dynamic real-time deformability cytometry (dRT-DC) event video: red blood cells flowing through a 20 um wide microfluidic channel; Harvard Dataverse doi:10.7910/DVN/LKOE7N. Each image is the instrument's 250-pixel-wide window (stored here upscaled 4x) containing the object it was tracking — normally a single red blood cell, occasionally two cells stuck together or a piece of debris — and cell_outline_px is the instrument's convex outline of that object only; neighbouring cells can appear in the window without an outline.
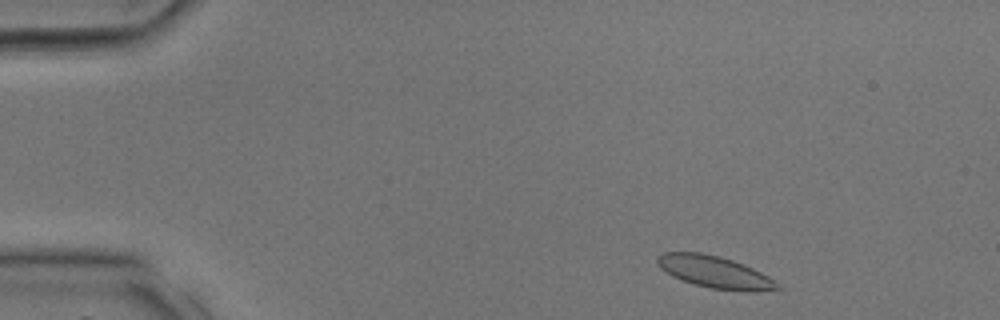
{"species": "common noctule bat (a hibernating species)", "species_latin": "Nyctalus noctula", "temperature_condition": "room temperature", "stored_images_in_passage": 33, "camera_frame_rate_fps": 3000, "um_per_image_px": 0.085, "animal": {"sex": "male", "body_mass_g": 17.9, "forearm_length_mm": 54.2}, "frame": {"image": 1, "passage_image": 2, "time_ms": 0.333, "image_size_px": [1000, 320], "cell_outline_px": [[784, 288], [708, 288], [672, 276], [660, 268], [656, 260], [664, 252], [700, 252], [720, 256], [744, 264], [768, 276]], "centroid_in_image_um": [60.63, 23.05], "position_along_channel_um": 24.4, "area_um2": 21.15}}
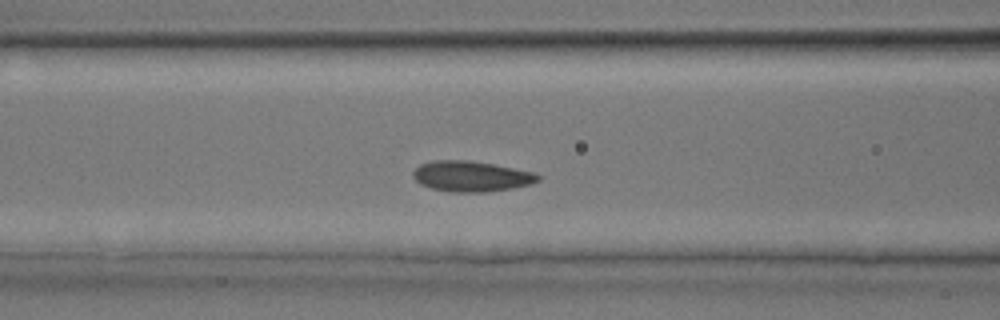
{"frame": {"image": 2, "passage_image": 12, "time_ms": 3.667, "image_size_px": [1000, 320], "cell_outline_px": [[540, 180], [532, 184], [512, 188], [484, 192], [448, 192], [432, 188], [420, 184], [412, 176], [412, 172], [420, 164], [432, 160], [468, 160], [492, 164], [532, 172], [540, 176]], "centroid_in_image_um": [40.02, 14.99], "position_along_channel_um": 126.6, "area_um2": 22.2}}
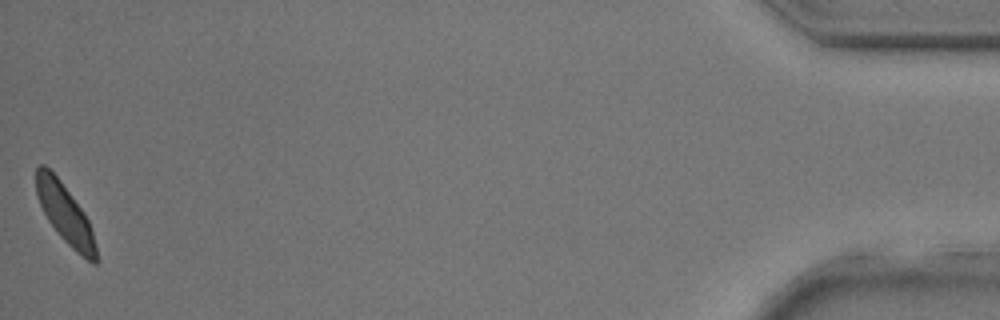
{"frame": {"image": 3, "passage_image": 33, "time_ms": 10.667, "image_size_px": [1000, 320], "cell_outline_px": [[96, 264], [92, 264], [76, 252], [60, 236], [48, 220], [36, 196], [36, 168], [40, 164], [44, 164], [60, 180], [84, 212], [88, 220], [92, 232], [96, 248]], "centroid_in_image_um": [5.52, 18.17], "position_along_channel_um": 429.7, "area_um2": 20.35}}